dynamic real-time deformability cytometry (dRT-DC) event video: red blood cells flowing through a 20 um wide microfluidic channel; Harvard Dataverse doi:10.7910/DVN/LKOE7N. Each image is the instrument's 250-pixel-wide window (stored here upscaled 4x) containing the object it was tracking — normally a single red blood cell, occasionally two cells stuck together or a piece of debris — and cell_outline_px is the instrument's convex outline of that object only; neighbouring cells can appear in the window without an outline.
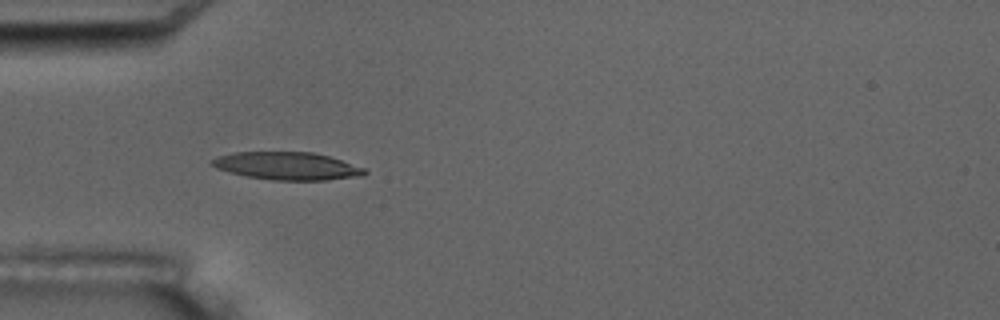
{"species": "common noctule bat (a hibernating species)", "species_latin": "Nyctalus noctula", "temperature_condition": "room temperature", "stored_images_in_passage": 6, "camera_frame_rate_fps": 3000, "um_per_image_px": 0.085, "animal": {"sex": "male", "body_mass_g": 17.5, "forearm_length_mm": 52.3}, "frame": {"image": 1, "passage_image": 5, "time_ms": 5.667, "image_size_px": [1000, 320], "cell_outline_px": [[368, 172], [364, 176], [324, 180], [272, 180], [248, 176], [216, 168], [208, 164], [216, 156], [232, 152], [312, 152], [328, 156], [364, 168]], "centroid_in_image_um": [24.39, 14.1], "position_along_channel_um": 60.6, "area_um2": 24.57}}